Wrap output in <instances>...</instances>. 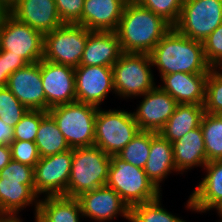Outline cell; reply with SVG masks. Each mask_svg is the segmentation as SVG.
<instances>
[{"mask_svg":"<svg viewBox=\"0 0 222 222\" xmlns=\"http://www.w3.org/2000/svg\"><path fill=\"white\" fill-rule=\"evenodd\" d=\"M7 11L43 35L63 25L55 0H14Z\"/></svg>","mask_w":222,"mask_h":222,"instance_id":"obj_17","label":"cell"},{"mask_svg":"<svg viewBox=\"0 0 222 222\" xmlns=\"http://www.w3.org/2000/svg\"><path fill=\"white\" fill-rule=\"evenodd\" d=\"M216 213L218 214V216L220 217V221L218 219V221L216 222H222V211L221 210H217Z\"/></svg>","mask_w":222,"mask_h":222,"instance_id":"obj_45","label":"cell"},{"mask_svg":"<svg viewBox=\"0 0 222 222\" xmlns=\"http://www.w3.org/2000/svg\"><path fill=\"white\" fill-rule=\"evenodd\" d=\"M148 179L162 192V182L171 173L179 174L175 167L173 146L159 133L151 131V146L148 160L143 168Z\"/></svg>","mask_w":222,"mask_h":222,"instance_id":"obj_23","label":"cell"},{"mask_svg":"<svg viewBox=\"0 0 222 222\" xmlns=\"http://www.w3.org/2000/svg\"><path fill=\"white\" fill-rule=\"evenodd\" d=\"M204 110L208 114H222V68H212L209 71Z\"/></svg>","mask_w":222,"mask_h":222,"instance_id":"obj_31","label":"cell"},{"mask_svg":"<svg viewBox=\"0 0 222 222\" xmlns=\"http://www.w3.org/2000/svg\"><path fill=\"white\" fill-rule=\"evenodd\" d=\"M48 222H82L80 202L66 196H45L39 199L38 211Z\"/></svg>","mask_w":222,"mask_h":222,"instance_id":"obj_26","label":"cell"},{"mask_svg":"<svg viewBox=\"0 0 222 222\" xmlns=\"http://www.w3.org/2000/svg\"><path fill=\"white\" fill-rule=\"evenodd\" d=\"M150 57L160 78L177 72L209 74L212 69L206 60L202 42L180 34L174 27L157 43Z\"/></svg>","mask_w":222,"mask_h":222,"instance_id":"obj_2","label":"cell"},{"mask_svg":"<svg viewBox=\"0 0 222 222\" xmlns=\"http://www.w3.org/2000/svg\"><path fill=\"white\" fill-rule=\"evenodd\" d=\"M172 26L137 1L125 5L116 33L123 53L150 54Z\"/></svg>","mask_w":222,"mask_h":222,"instance_id":"obj_1","label":"cell"},{"mask_svg":"<svg viewBox=\"0 0 222 222\" xmlns=\"http://www.w3.org/2000/svg\"><path fill=\"white\" fill-rule=\"evenodd\" d=\"M123 54L116 31H90L79 66L112 67Z\"/></svg>","mask_w":222,"mask_h":222,"instance_id":"obj_22","label":"cell"},{"mask_svg":"<svg viewBox=\"0 0 222 222\" xmlns=\"http://www.w3.org/2000/svg\"><path fill=\"white\" fill-rule=\"evenodd\" d=\"M98 108L94 145L108 155L120 152L140 131L132 110Z\"/></svg>","mask_w":222,"mask_h":222,"instance_id":"obj_7","label":"cell"},{"mask_svg":"<svg viewBox=\"0 0 222 222\" xmlns=\"http://www.w3.org/2000/svg\"><path fill=\"white\" fill-rule=\"evenodd\" d=\"M77 199L83 218L90 222H109L119 215L129 222L130 207L107 185L82 193Z\"/></svg>","mask_w":222,"mask_h":222,"instance_id":"obj_13","label":"cell"},{"mask_svg":"<svg viewBox=\"0 0 222 222\" xmlns=\"http://www.w3.org/2000/svg\"><path fill=\"white\" fill-rule=\"evenodd\" d=\"M222 23V0H184L174 28L190 39L203 42Z\"/></svg>","mask_w":222,"mask_h":222,"instance_id":"obj_10","label":"cell"},{"mask_svg":"<svg viewBox=\"0 0 222 222\" xmlns=\"http://www.w3.org/2000/svg\"><path fill=\"white\" fill-rule=\"evenodd\" d=\"M129 0H84L77 25L90 31H116Z\"/></svg>","mask_w":222,"mask_h":222,"instance_id":"obj_20","label":"cell"},{"mask_svg":"<svg viewBox=\"0 0 222 222\" xmlns=\"http://www.w3.org/2000/svg\"><path fill=\"white\" fill-rule=\"evenodd\" d=\"M6 87L28 110L45 111L40 61L27 64L12 73Z\"/></svg>","mask_w":222,"mask_h":222,"instance_id":"obj_18","label":"cell"},{"mask_svg":"<svg viewBox=\"0 0 222 222\" xmlns=\"http://www.w3.org/2000/svg\"><path fill=\"white\" fill-rule=\"evenodd\" d=\"M46 111L28 110L13 128V140L35 142L41 119Z\"/></svg>","mask_w":222,"mask_h":222,"instance_id":"obj_34","label":"cell"},{"mask_svg":"<svg viewBox=\"0 0 222 222\" xmlns=\"http://www.w3.org/2000/svg\"><path fill=\"white\" fill-rule=\"evenodd\" d=\"M150 146L151 131H139L116 155L122 160L143 169L149 157Z\"/></svg>","mask_w":222,"mask_h":222,"instance_id":"obj_30","label":"cell"},{"mask_svg":"<svg viewBox=\"0 0 222 222\" xmlns=\"http://www.w3.org/2000/svg\"><path fill=\"white\" fill-rule=\"evenodd\" d=\"M204 113V105L178 104L175 112L158 133L172 143L190 130L200 127Z\"/></svg>","mask_w":222,"mask_h":222,"instance_id":"obj_25","label":"cell"},{"mask_svg":"<svg viewBox=\"0 0 222 222\" xmlns=\"http://www.w3.org/2000/svg\"><path fill=\"white\" fill-rule=\"evenodd\" d=\"M175 167L182 176L191 169L205 166L207 155L201 127L190 130L172 142Z\"/></svg>","mask_w":222,"mask_h":222,"instance_id":"obj_24","label":"cell"},{"mask_svg":"<svg viewBox=\"0 0 222 222\" xmlns=\"http://www.w3.org/2000/svg\"><path fill=\"white\" fill-rule=\"evenodd\" d=\"M12 160L10 145L0 146V170Z\"/></svg>","mask_w":222,"mask_h":222,"instance_id":"obj_41","label":"cell"},{"mask_svg":"<svg viewBox=\"0 0 222 222\" xmlns=\"http://www.w3.org/2000/svg\"><path fill=\"white\" fill-rule=\"evenodd\" d=\"M6 11H7V6L0 0V19Z\"/></svg>","mask_w":222,"mask_h":222,"instance_id":"obj_43","label":"cell"},{"mask_svg":"<svg viewBox=\"0 0 222 222\" xmlns=\"http://www.w3.org/2000/svg\"><path fill=\"white\" fill-rule=\"evenodd\" d=\"M162 195L157 199L130 207L129 222H187L165 209Z\"/></svg>","mask_w":222,"mask_h":222,"instance_id":"obj_29","label":"cell"},{"mask_svg":"<svg viewBox=\"0 0 222 222\" xmlns=\"http://www.w3.org/2000/svg\"><path fill=\"white\" fill-rule=\"evenodd\" d=\"M110 155L93 145L73 148L72 166L67 186V197L77 198L82 193L105 186L108 181Z\"/></svg>","mask_w":222,"mask_h":222,"instance_id":"obj_3","label":"cell"},{"mask_svg":"<svg viewBox=\"0 0 222 222\" xmlns=\"http://www.w3.org/2000/svg\"><path fill=\"white\" fill-rule=\"evenodd\" d=\"M202 44L208 64L212 68H222V23Z\"/></svg>","mask_w":222,"mask_h":222,"instance_id":"obj_35","label":"cell"},{"mask_svg":"<svg viewBox=\"0 0 222 222\" xmlns=\"http://www.w3.org/2000/svg\"><path fill=\"white\" fill-rule=\"evenodd\" d=\"M97 110V106L75 101L51 107L48 113L73 149L94 145Z\"/></svg>","mask_w":222,"mask_h":222,"instance_id":"obj_6","label":"cell"},{"mask_svg":"<svg viewBox=\"0 0 222 222\" xmlns=\"http://www.w3.org/2000/svg\"><path fill=\"white\" fill-rule=\"evenodd\" d=\"M142 100L132 112L140 131L158 133L175 112L177 101L158 85L141 95Z\"/></svg>","mask_w":222,"mask_h":222,"instance_id":"obj_14","label":"cell"},{"mask_svg":"<svg viewBox=\"0 0 222 222\" xmlns=\"http://www.w3.org/2000/svg\"><path fill=\"white\" fill-rule=\"evenodd\" d=\"M150 54L123 53L112 66L115 96L138 98L154 89L156 79Z\"/></svg>","mask_w":222,"mask_h":222,"instance_id":"obj_4","label":"cell"},{"mask_svg":"<svg viewBox=\"0 0 222 222\" xmlns=\"http://www.w3.org/2000/svg\"><path fill=\"white\" fill-rule=\"evenodd\" d=\"M88 39V29L77 24H63L44 34L43 59L77 68Z\"/></svg>","mask_w":222,"mask_h":222,"instance_id":"obj_9","label":"cell"},{"mask_svg":"<svg viewBox=\"0 0 222 222\" xmlns=\"http://www.w3.org/2000/svg\"><path fill=\"white\" fill-rule=\"evenodd\" d=\"M6 6H8L14 0H1Z\"/></svg>","mask_w":222,"mask_h":222,"instance_id":"obj_46","label":"cell"},{"mask_svg":"<svg viewBox=\"0 0 222 222\" xmlns=\"http://www.w3.org/2000/svg\"><path fill=\"white\" fill-rule=\"evenodd\" d=\"M63 24H76L83 12L84 0H55Z\"/></svg>","mask_w":222,"mask_h":222,"instance_id":"obj_38","label":"cell"},{"mask_svg":"<svg viewBox=\"0 0 222 222\" xmlns=\"http://www.w3.org/2000/svg\"><path fill=\"white\" fill-rule=\"evenodd\" d=\"M0 222H14V220L9 219V218H1L0 217Z\"/></svg>","mask_w":222,"mask_h":222,"instance_id":"obj_44","label":"cell"},{"mask_svg":"<svg viewBox=\"0 0 222 222\" xmlns=\"http://www.w3.org/2000/svg\"><path fill=\"white\" fill-rule=\"evenodd\" d=\"M28 63L22 58L14 55H6V51H0V87L7 86L9 76Z\"/></svg>","mask_w":222,"mask_h":222,"instance_id":"obj_39","label":"cell"},{"mask_svg":"<svg viewBox=\"0 0 222 222\" xmlns=\"http://www.w3.org/2000/svg\"><path fill=\"white\" fill-rule=\"evenodd\" d=\"M142 7L163 18L174 27L180 17L184 0H135Z\"/></svg>","mask_w":222,"mask_h":222,"instance_id":"obj_33","label":"cell"},{"mask_svg":"<svg viewBox=\"0 0 222 222\" xmlns=\"http://www.w3.org/2000/svg\"><path fill=\"white\" fill-rule=\"evenodd\" d=\"M208 74L171 73L161 77L158 85L178 104L204 105Z\"/></svg>","mask_w":222,"mask_h":222,"instance_id":"obj_21","label":"cell"},{"mask_svg":"<svg viewBox=\"0 0 222 222\" xmlns=\"http://www.w3.org/2000/svg\"><path fill=\"white\" fill-rule=\"evenodd\" d=\"M13 141V127L8 126L0 119V146L8 145Z\"/></svg>","mask_w":222,"mask_h":222,"instance_id":"obj_40","label":"cell"},{"mask_svg":"<svg viewBox=\"0 0 222 222\" xmlns=\"http://www.w3.org/2000/svg\"><path fill=\"white\" fill-rule=\"evenodd\" d=\"M21 181V184H34V167L11 160L2 170L0 178Z\"/></svg>","mask_w":222,"mask_h":222,"instance_id":"obj_37","label":"cell"},{"mask_svg":"<svg viewBox=\"0 0 222 222\" xmlns=\"http://www.w3.org/2000/svg\"><path fill=\"white\" fill-rule=\"evenodd\" d=\"M0 46L6 55L22 57L32 64L43 59L44 35L6 11L0 19Z\"/></svg>","mask_w":222,"mask_h":222,"instance_id":"obj_8","label":"cell"},{"mask_svg":"<svg viewBox=\"0 0 222 222\" xmlns=\"http://www.w3.org/2000/svg\"><path fill=\"white\" fill-rule=\"evenodd\" d=\"M33 217L35 219V222H48L38 212H34V216Z\"/></svg>","mask_w":222,"mask_h":222,"instance_id":"obj_42","label":"cell"},{"mask_svg":"<svg viewBox=\"0 0 222 222\" xmlns=\"http://www.w3.org/2000/svg\"><path fill=\"white\" fill-rule=\"evenodd\" d=\"M35 144L40 157H47L71 149L54 118L47 113L40 122Z\"/></svg>","mask_w":222,"mask_h":222,"instance_id":"obj_27","label":"cell"},{"mask_svg":"<svg viewBox=\"0 0 222 222\" xmlns=\"http://www.w3.org/2000/svg\"><path fill=\"white\" fill-rule=\"evenodd\" d=\"M73 149L55 155L40 157L34 167V190L41 198L66 196L71 173Z\"/></svg>","mask_w":222,"mask_h":222,"instance_id":"obj_11","label":"cell"},{"mask_svg":"<svg viewBox=\"0 0 222 222\" xmlns=\"http://www.w3.org/2000/svg\"><path fill=\"white\" fill-rule=\"evenodd\" d=\"M205 175L189 195L186 210L193 213H207L222 209V160L207 162L203 167Z\"/></svg>","mask_w":222,"mask_h":222,"instance_id":"obj_16","label":"cell"},{"mask_svg":"<svg viewBox=\"0 0 222 222\" xmlns=\"http://www.w3.org/2000/svg\"><path fill=\"white\" fill-rule=\"evenodd\" d=\"M106 185L115 190L129 207L153 201L163 193L148 179L142 168L122 160L117 155H110Z\"/></svg>","mask_w":222,"mask_h":222,"instance_id":"obj_5","label":"cell"},{"mask_svg":"<svg viewBox=\"0 0 222 222\" xmlns=\"http://www.w3.org/2000/svg\"><path fill=\"white\" fill-rule=\"evenodd\" d=\"M40 197L35 193L34 184L0 178V217L21 221L20 212L30 206L38 211Z\"/></svg>","mask_w":222,"mask_h":222,"instance_id":"obj_19","label":"cell"},{"mask_svg":"<svg viewBox=\"0 0 222 222\" xmlns=\"http://www.w3.org/2000/svg\"><path fill=\"white\" fill-rule=\"evenodd\" d=\"M12 160L35 167L40 160L37 145L31 141L13 140L10 144Z\"/></svg>","mask_w":222,"mask_h":222,"instance_id":"obj_36","label":"cell"},{"mask_svg":"<svg viewBox=\"0 0 222 222\" xmlns=\"http://www.w3.org/2000/svg\"><path fill=\"white\" fill-rule=\"evenodd\" d=\"M28 109L20 103L6 87H0V119L8 126L15 127Z\"/></svg>","mask_w":222,"mask_h":222,"instance_id":"obj_32","label":"cell"},{"mask_svg":"<svg viewBox=\"0 0 222 222\" xmlns=\"http://www.w3.org/2000/svg\"><path fill=\"white\" fill-rule=\"evenodd\" d=\"M200 127L203 132L207 162L222 160V114L205 112Z\"/></svg>","mask_w":222,"mask_h":222,"instance_id":"obj_28","label":"cell"},{"mask_svg":"<svg viewBox=\"0 0 222 222\" xmlns=\"http://www.w3.org/2000/svg\"><path fill=\"white\" fill-rule=\"evenodd\" d=\"M40 70L46 112L51 107L76 101L74 68L41 59Z\"/></svg>","mask_w":222,"mask_h":222,"instance_id":"obj_12","label":"cell"},{"mask_svg":"<svg viewBox=\"0 0 222 222\" xmlns=\"http://www.w3.org/2000/svg\"><path fill=\"white\" fill-rule=\"evenodd\" d=\"M76 101L100 108L110 93L115 94L112 67L75 68Z\"/></svg>","mask_w":222,"mask_h":222,"instance_id":"obj_15","label":"cell"}]
</instances>
